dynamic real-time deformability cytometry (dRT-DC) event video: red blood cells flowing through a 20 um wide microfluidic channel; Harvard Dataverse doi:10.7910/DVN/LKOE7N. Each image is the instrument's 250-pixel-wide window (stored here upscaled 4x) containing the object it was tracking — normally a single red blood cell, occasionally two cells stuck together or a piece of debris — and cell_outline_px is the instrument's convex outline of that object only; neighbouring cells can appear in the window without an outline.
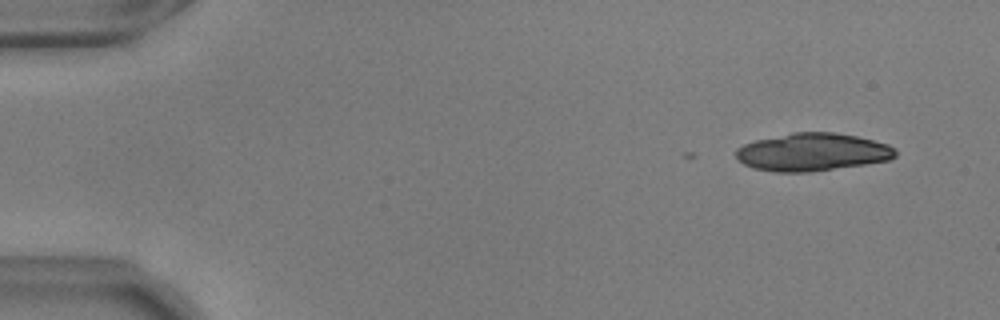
{"species": "common noctule bat (a hibernating species)", "species_latin": "Nyctalus noctula", "temperature_condition": "warm", "stored_images_in_passage": 11, "camera_frame_rate_fps": 3000, "um_per_image_px": 0.085, "animal": {"sex": "male", "body_mass_g": 17.9, "forearm_length_mm": 54.2}, "frame": {"image": 1, "passage_image": 1, "time_ms": 0.0, "image_size_px": [1000, 320], "cell_outline_px": [[896, 156], [888, 160], [864, 164], [808, 172], [776, 172], [752, 168], [736, 160], [736, 148], [744, 144], [756, 140], [792, 132], [836, 132], [856, 136], [888, 144], [896, 148]], "centroid_in_image_um": [69.03, 12.92], "position_along_channel_um": 16.0, "area_um2": 35.14}}